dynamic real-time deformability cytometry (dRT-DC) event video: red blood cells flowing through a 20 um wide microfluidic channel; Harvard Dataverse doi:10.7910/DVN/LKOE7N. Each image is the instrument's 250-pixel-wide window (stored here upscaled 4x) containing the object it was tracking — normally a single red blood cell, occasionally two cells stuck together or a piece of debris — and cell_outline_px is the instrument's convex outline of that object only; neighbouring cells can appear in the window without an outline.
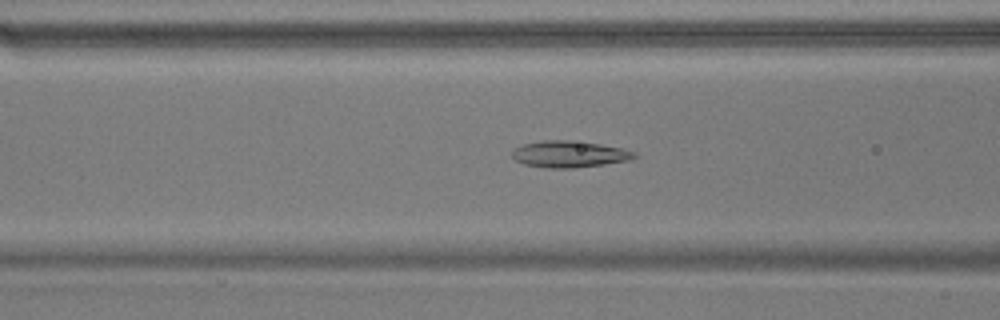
{"species": "common noctule bat (a hibernating species)", "species_latin": "Nyctalus noctula", "temperature_condition": "warm", "stored_images_in_passage": 43, "camera_frame_rate_fps": 3000, "um_per_image_px": 0.085, "animal": {"sex": "male", "body_mass_g": 17.9}, "frame": {"image": 1, "passage_image": 10, "time_ms": 3.0, "image_size_px": [1000, 320], "cell_outline_px": [[636, 156], [628, 160], [604, 164], [572, 168], [548, 168], [524, 164], [516, 160], [512, 156], [512, 152], [516, 148], [524, 144], [544, 140], [572, 140], [600, 144], [620, 148], [636, 152]], "centroid_in_image_um": [48.38, 13.1], "position_along_channel_um": 118.2, "area_um2": 18.67}}
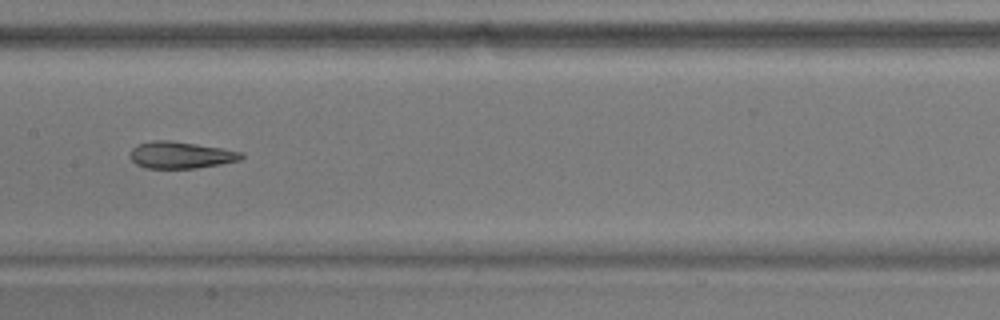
{"frame": {"image": 2, "passage_image": 16, "time_ms": 5.0, "image_size_px": [1000, 320], "cell_outline_px": [[244, 156], [240, 160], [220, 164], [196, 168], [144, 168], [136, 164], [128, 156], [132, 148], [140, 144], [152, 140], [172, 140], [244, 152]], "centroid_in_image_um": [15.34, 13.18], "position_along_channel_um": 192.1, "area_um2": 17.4}}
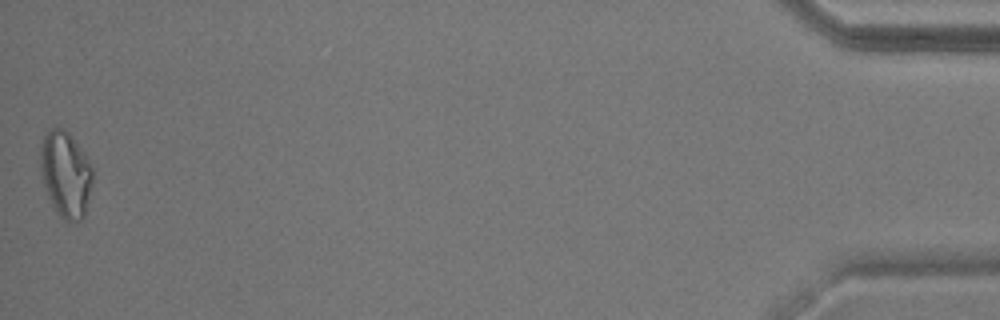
{"frame": {"image": 3, "passage_image": 43, "time_ms": 14.0, "image_size_px": [1000, 320], "cell_outline_px": [[92, 184], [84, 216], [80, 220], [64, 220], [60, 216], [52, 204], [48, 196], [44, 184], [40, 164], [40, 144], [44, 136], [52, 128], [64, 128], [68, 132], [84, 152], [92, 168]], "centroid_in_image_um": [5.58, 14.78], "position_along_channel_um": 429.6, "area_um2": 25.84}, "authors_computed_cell_mechanics": {"area_um2": 19.2474, "velocity_mm_per_s": 3.6795, "shape_relaxation_time_tau1_ms": null, "shape_relaxation_time_tau2_ms": 1.76, "deformation_change_tau1": null, "deformation_change_tau2": 0.0743}}